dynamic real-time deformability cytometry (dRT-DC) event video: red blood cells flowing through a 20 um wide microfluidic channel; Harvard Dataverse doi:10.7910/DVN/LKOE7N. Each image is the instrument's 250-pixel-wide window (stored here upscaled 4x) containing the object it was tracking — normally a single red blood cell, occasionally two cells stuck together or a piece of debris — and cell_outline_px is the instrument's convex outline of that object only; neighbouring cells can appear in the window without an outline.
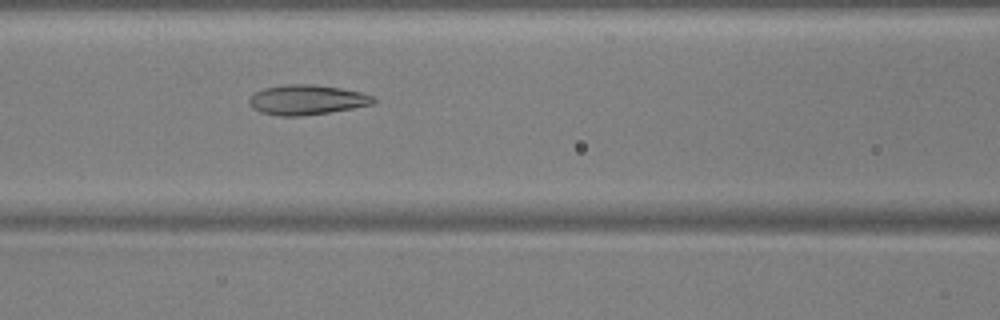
{"species": "common noctule bat (a hibernating species)", "species_latin": "Nyctalus noctula", "temperature_condition": "warm", "stored_images_in_passage": 54, "camera_frame_rate_fps": 3000, "um_per_image_px": 0.085, "animal": {"sex": "male", "body_mass_g": 17.9, "forearm_length_mm": 54.2}, "frame": {"image": 1, "passage_image": 24, "time_ms": 7.667, "image_size_px": [1000, 320], "cell_outline_px": [[376, 100], [372, 104], [352, 108], [328, 112], [300, 116], [280, 116], [260, 112], [252, 108], [248, 100], [256, 92], [264, 88], [284, 84], [312, 84], [340, 88], [360, 92], [372, 96]], "centroid_in_image_um": [26.05, 8.48], "position_along_channel_um": 140.6, "area_um2": 21.44}}
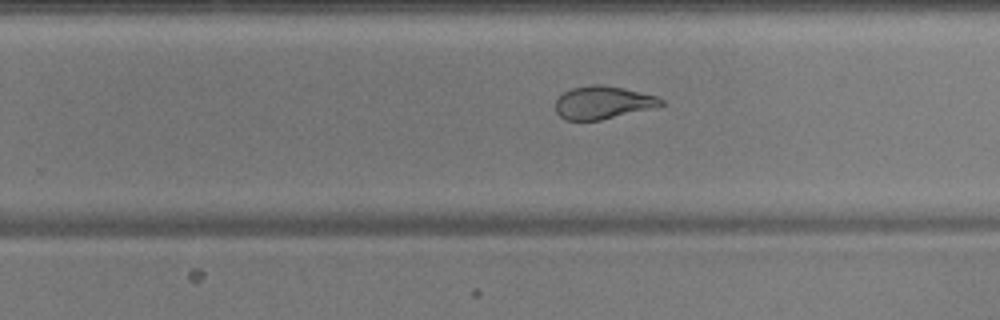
{"frame": {"image": 2, "passage_image": 35, "time_ms": 11.333, "image_size_px": [1000, 320], "cell_outline_px": [[664, 104], [600, 120], [564, 120], [556, 112], [556, 100], [564, 92], [572, 88], [592, 84], [604, 84], [624, 88], [656, 96], [664, 100]], "centroid_in_image_um": [51.19, 8.7], "position_along_channel_um": 278.6, "area_um2": 19.88}}
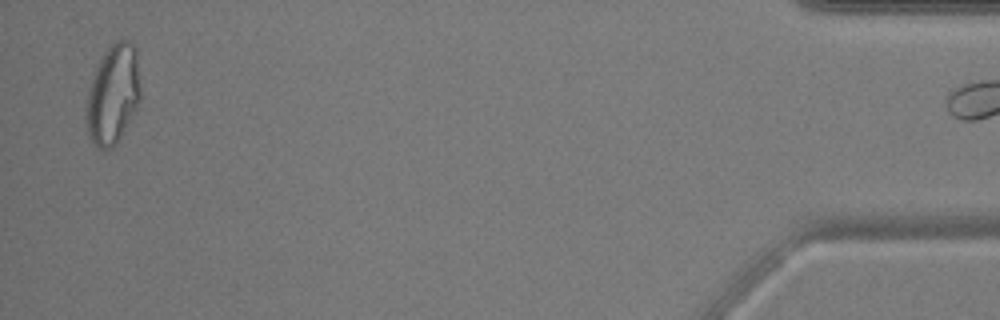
{"frame": {"image": 3, "passage_image": 53, "time_ms": 17.333, "image_size_px": [1000, 320], "cell_outline_px": [[140, 100], [136, 108], [116, 144], [108, 148], [96, 148], [88, 132], [84, 120], [84, 116], [88, 92], [96, 68], [108, 44], [116, 40], [128, 40], [136, 48], [140, 88]], "centroid_in_image_um": [9.59, 8.0], "position_along_channel_um": 425.6, "area_um2": 31.33}}